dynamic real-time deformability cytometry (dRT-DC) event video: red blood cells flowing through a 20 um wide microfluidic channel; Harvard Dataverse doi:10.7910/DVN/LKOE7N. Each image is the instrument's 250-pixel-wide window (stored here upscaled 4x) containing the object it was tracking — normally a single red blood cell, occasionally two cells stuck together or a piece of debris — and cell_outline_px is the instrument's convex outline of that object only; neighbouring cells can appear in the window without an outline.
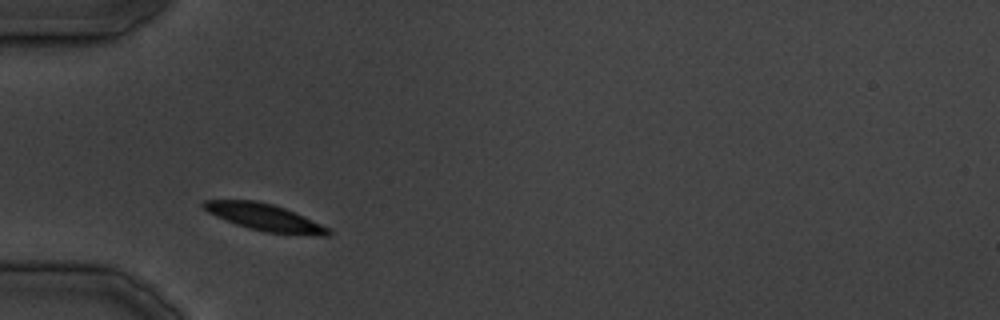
{"species": "common noctule bat (a hibernating species)", "species_latin": "Nyctalus noctula", "temperature_condition": "cold", "stored_images_in_passage": 27, "camera_frame_rate_fps": 3000, "um_per_image_px": 0.085, "animal": {"sex": "male", "body_mass_g": 19.5, "forearm_length_mm": 54.6}, "frame": {"image": 1, "passage_image": 1, "time_ms": 0.0, "image_size_px": [1000, 320], "cell_outline_px": [[332, 232], [328, 236], [320, 236], [264, 232], [248, 228], [224, 220], [208, 212], [200, 204], [204, 200], [256, 200], [272, 204], [284, 208], [320, 224], [328, 228]], "centroid_in_image_um": [22.46, 18.48], "position_along_channel_um": 62.5, "area_um2": 19.42}}
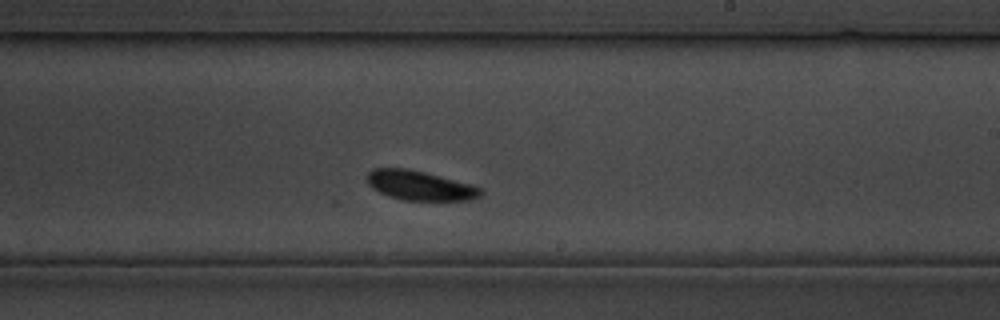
{"frame": {"image": 2, "passage_image": 12, "time_ms": 13.667, "image_size_px": [1000, 320], "cell_outline_px": [[480, 196], [468, 200], [404, 200], [388, 196], [372, 188], [368, 184], [368, 172], [372, 168], [408, 168], [472, 184], [480, 188]], "centroid_in_image_um": [35.65, 15.76], "position_along_channel_um": 253.3, "area_um2": 19.36}}
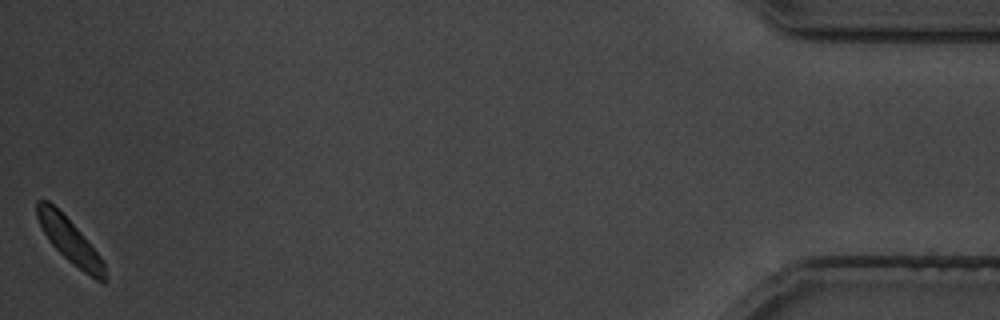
{"frame": {"image": 3, "passage_image": 27, "time_ms": 31.667, "image_size_px": [1000, 320], "cell_outline_px": [[104, 284], [96, 280], [84, 272], [68, 260], [52, 244], [44, 232], [36, 216], [36, 200], [48, 200], [80, 232], [100, 256], [104, 264]], "centroid_in_image_um": [5.9, 20.45], "position_along_channel_um": 429.3, "area_um2": 16.76}}